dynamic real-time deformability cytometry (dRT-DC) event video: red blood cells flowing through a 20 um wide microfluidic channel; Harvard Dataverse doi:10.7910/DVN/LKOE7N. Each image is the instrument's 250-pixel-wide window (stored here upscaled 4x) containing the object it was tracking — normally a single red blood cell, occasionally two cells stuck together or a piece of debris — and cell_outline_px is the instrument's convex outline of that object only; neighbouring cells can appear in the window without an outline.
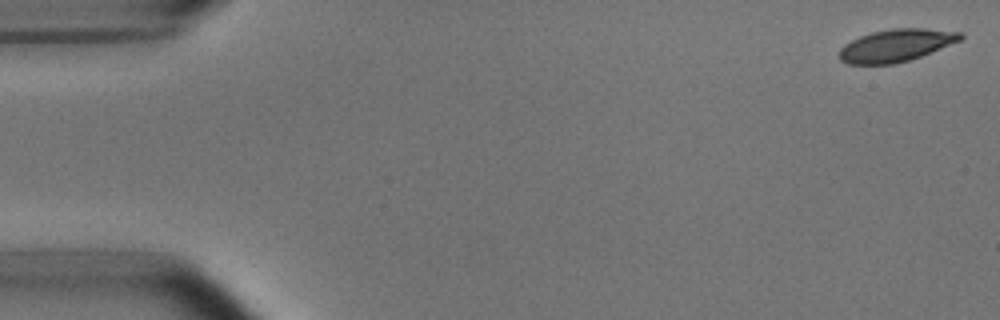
{"species": "common noctule bat (a hibernating species)", "species_latin": "Nyctalus noctula", "temperature_condition": "room temperature", "stored_images_in_passage": 53, "camera_frame_rate_fps": 3000, "um_per_image_px": 0.085, "animal": {"sex": "male", "body_mass_g": 15.6}, "frame": {"image": 1, "passage_image": 1, "time_ms": 0.0, "image_size_px": [1000, 320], "cell_outline_px": [[964, 36], [960, 40], [920, 56], [896, 64], [848, 64], [840, 60], [840, 48], [844, 44], [860, 36], [872, 32], [892, 28], [924, 28], [960, 32]], "centroid_in_image_um": [76.13, 3.86], "position_along_channel_um": 8.9, "area_um2": 22.66}}
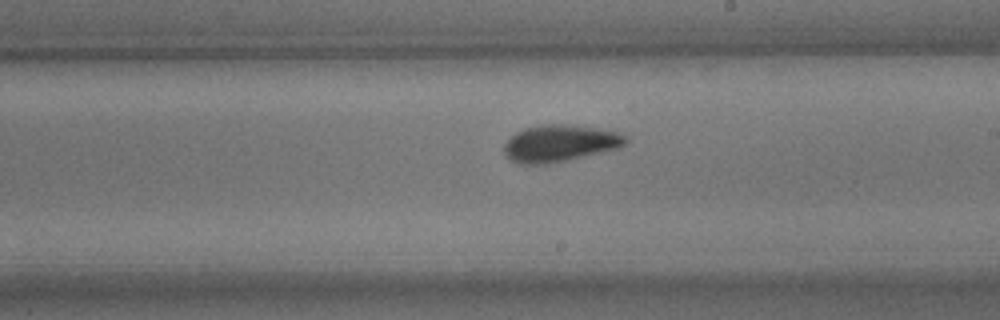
{"frame": {"image": 2, "passage_image": 30, "time_ms": 9.667, "image_size_px": [1000, 320], "cell_outline_px": [[628, 140], [620, 148], [548, 164], [520, 164], [512, 160], [504, 152], [504, 144], [516, 132], [524, 128], [540, 124], [564, 124], [620, 132]], "centroid_in_image_um": [47.57, 12.18], "position_along_channel_um": 241.4, "area_um2": 25.84}}
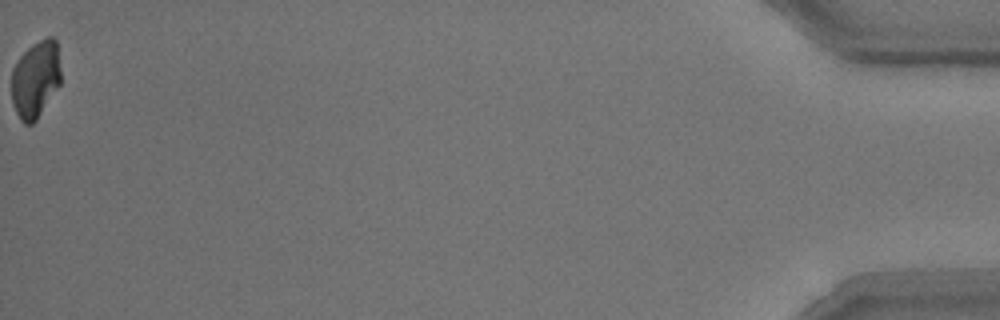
{"frame": {"image": 3, "passage_image": 53, "time_ms": 17.333, "image_size_px": [1000, 320], "cell_outline_px": [[60, 84], [36, 120], [32, 124], [24, 124], [20, 120], [16, 112], [12, 100], [12, 68], [20, 56], [32, 44], [48, 36], [52, 36], [56, 40], [60, 68]], "centroid_in_image_um": [3.02, 6.73], "position_along_channel_um": 432.2, "area_um2": 22.08}, "authors_computed_cell_mechanics": {"area_um2": 24.2182, "velocity_mm_per_s": 3.7447, "shape_relaxation_time_tau1_ms": 3.108, "shape_relaxation_time_tau2_ms": 1.7183, "deformation_change_tau1": 0.1357, "deformation_change_tau2": 0.0757}}